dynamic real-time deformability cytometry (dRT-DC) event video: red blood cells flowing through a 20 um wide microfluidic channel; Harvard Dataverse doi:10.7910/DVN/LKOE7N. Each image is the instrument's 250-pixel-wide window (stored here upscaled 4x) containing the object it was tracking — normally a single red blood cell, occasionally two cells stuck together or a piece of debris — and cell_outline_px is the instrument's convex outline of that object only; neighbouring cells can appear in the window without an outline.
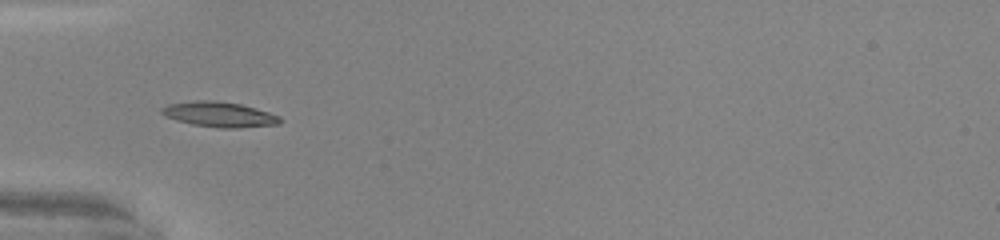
{"species": "common noctule bat (a hibernating species)", "species_latin": "Nyctalus noctula", "temperature_condition": "warm", "stored_images_in_passage": 3, "camera_frame_rate_fps": 3000, "um_per_image_px": 0.085, "animal": {"sex": "male", "body_mass_g": 20.0, "forearm_length_mm": 53.3}, "frame": {"image": 1, "passage_image": 1, "time_ms": 0.0, "image_size_px": [1000, 240], "cell_outline_px": [[284, 120], [280, 124], [240, 128], [220, 128], [192, 124], [176, 120], [164, 116], [160, 112], [160, 108], [168, 104], [196, 100], [212, 100], [240, 104], [268, 112], [280, 116]], "centroid_in_image_um": [18.64, 9.73], "position_along_channel_um": 66.4, "area_um2": 17.46}}